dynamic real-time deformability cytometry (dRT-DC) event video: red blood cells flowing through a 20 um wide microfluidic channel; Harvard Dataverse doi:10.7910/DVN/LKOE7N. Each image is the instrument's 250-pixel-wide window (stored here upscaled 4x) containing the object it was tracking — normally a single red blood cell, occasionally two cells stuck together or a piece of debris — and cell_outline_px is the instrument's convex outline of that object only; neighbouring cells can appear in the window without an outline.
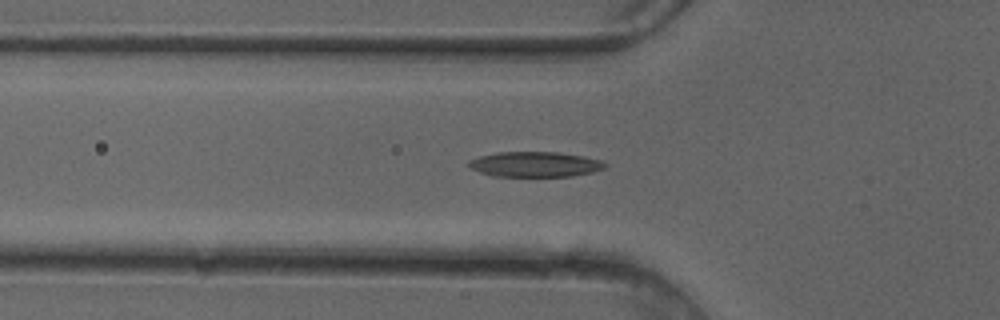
{"species": "common noctule bat (a hibernating species)", "species_latin": "Nyctalus noctula", "temperature_condition": "cold", "stored_images_in_passage": 49, "camera_frame_rate_fps": 3000, "um_per_image_px": 0.085, "animal": {"sex": "female"}, "frame": {"image": 1, "passage_image": 18, "time_ms": 5.667, "image_size_px": [1000, 320], "cell_outline_px": [[608, 164], [604, 168], [592, 172], [572, 176], [492, 176], [480, 172], [472, 168], [468, 164], [468, 160], [480, 156], [496, 152], [560, 152], [600, 160]], "centroid_in_image_um": [45.46, 13.96], "position_along_channel_um": 80.3, "area_um2": 19.88}}
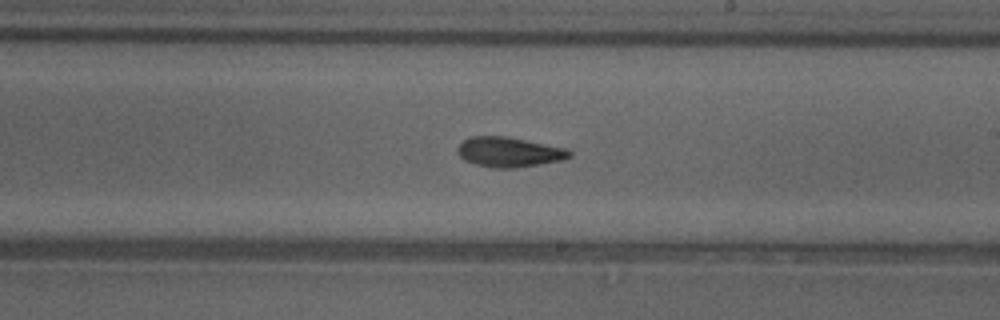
{"frame": {"image": 2, "passage_image": 30, "time_ms": 9.667, "image_size_px": [1000, 320], "cell_outline_px": [[572, 156], [560, 160], [540, 164], [516, 168], [492, 168], [476, 164], [464, 160], [456, 152], [456, 148], [468, 136], [508, 136], [568, 148], [572, 152]], "centroid_in_image_um": [43.27, 12.91], "position_along_channel_um": 245.7, "area_um2": 19.77}}
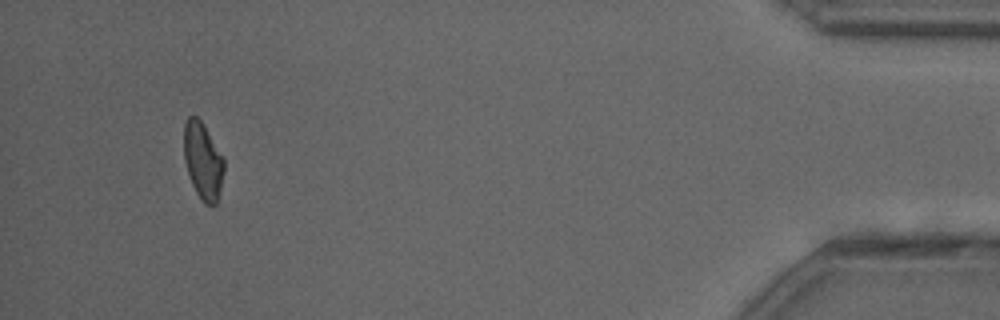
{"frame": {"image": 3, "passage_image": 48, "time_ms": 15.667, "image_size_px": [1000, 320], "cell_outline_px": [[224, 172], [216, 204], [212, 208], [204, 204], [200, 200], [192, 184], [184, 160], [184, 124], [188, 116], [196, 116], [204, 124], [224, 156]], "centroid_in_image_um": [17.26, 13.68], "position_along_channel_um": 417.9, "area_um2": 18.26}}